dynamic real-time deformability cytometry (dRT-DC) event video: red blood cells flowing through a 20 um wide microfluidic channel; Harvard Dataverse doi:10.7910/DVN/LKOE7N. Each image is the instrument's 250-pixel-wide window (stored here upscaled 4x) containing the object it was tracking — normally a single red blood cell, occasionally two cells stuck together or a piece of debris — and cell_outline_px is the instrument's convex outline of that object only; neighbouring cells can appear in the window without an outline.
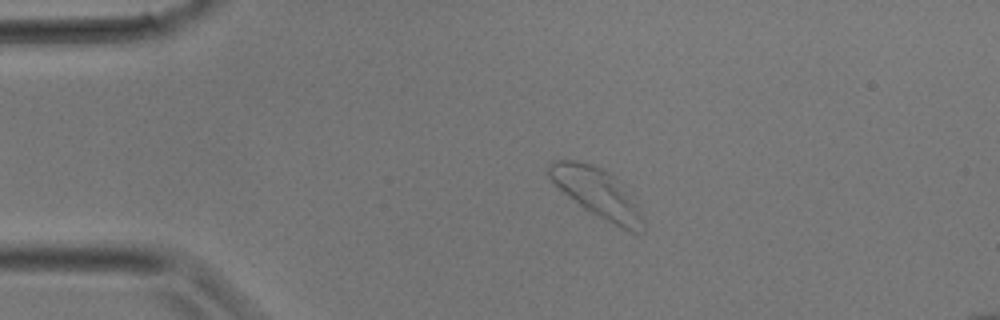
{"species": "common noctule bat (a hibernating species)", "species_latin": "Nyctalus noctula", "temperature_condition": "room temperature", "stored_images_in_passage": 1, "camera_frame_rate_fps": 3000, "um_per_image_px": 0.085, "animal": {"sex": "male", "body_mass_g": 17.9}, "frame": {"image": 1, "passage_image": 1, "time_ms": 0.0, "image_size_px": [1000, 320], "cell_outline_px": [[644, 232], [640, 236], [620, 228], [584, 208], [568, 196], [548, 176], [548, 164], [556, 160], [576, 160], [592, 164], [608, 172], [612, 176], [640, 208], [644, 216]], "centroid_in_image_um": [50.8, 16.45], "position_along_channel_um": 34.2, "area_um2": 26.59}}